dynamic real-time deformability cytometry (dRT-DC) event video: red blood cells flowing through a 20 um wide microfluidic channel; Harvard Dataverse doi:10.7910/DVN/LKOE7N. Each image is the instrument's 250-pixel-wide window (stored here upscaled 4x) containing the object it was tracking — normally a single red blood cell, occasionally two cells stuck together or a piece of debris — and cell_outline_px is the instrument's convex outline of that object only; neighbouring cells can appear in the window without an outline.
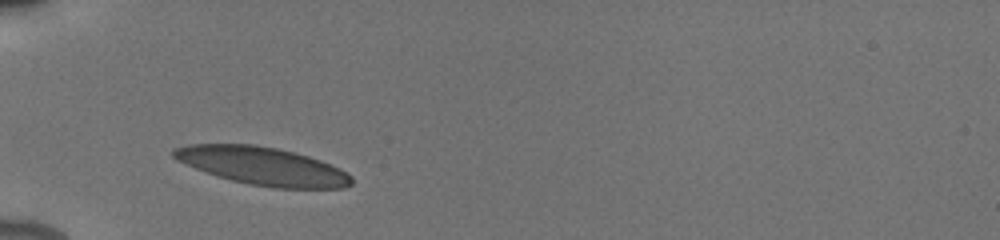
{"species": "human", "species_latin": "Homo sapiens", "temperature_condition": "cold", "stored_images_in_passage": 30, "camera_frame_rate_fps": 3000, "um_per_image_px": 0.085, "donor": {"sex": "male"}, "frame": {"image": 1, "passage_image": 1, "time_ms": 0.0, "image_size_px": [1000, 240], "cell_outline_px": [[352, 184], [344, 188], [272, 188], [248, 184], [216, 176], [176, 160], [172, 156], [172, 148], [192, 144], [252, 144], [276, 148], [308, 156], [320, 160], [348, 172], [352, 176]], "centroid_in_image_um": [22.32, 14.12], "position_along_channel_um": 62.7, "area_um2": 39.25}}
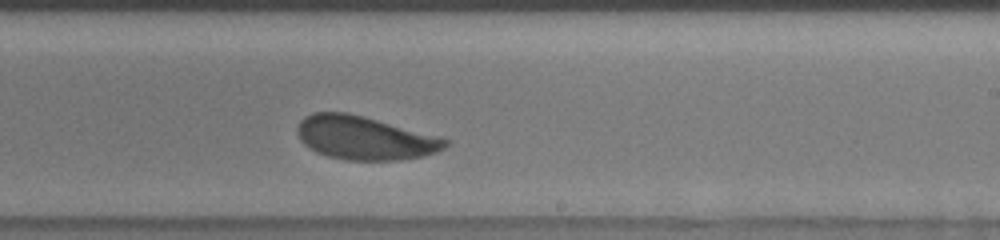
{"frame": {"image": 2, "passage_image": 17, "time_ms": 5.333, "image_size_px": [1000, 240], "cell_outline_px": [[448, 144], [444, 148], [436, 152], [424, 156], [400, 160], [344, 160], [328, 156], [316, 152], [304, 144], [300, 140], [296, 132], [296, 128], [300, 120], [304, 116], [312, 112], [348, 112], [364, 116], [440, 136], [448, 140]], "centroid_in_image_um": [30.98, 11.71], "position_along_channel_um": 258.0, "area_um2": 37.8}}
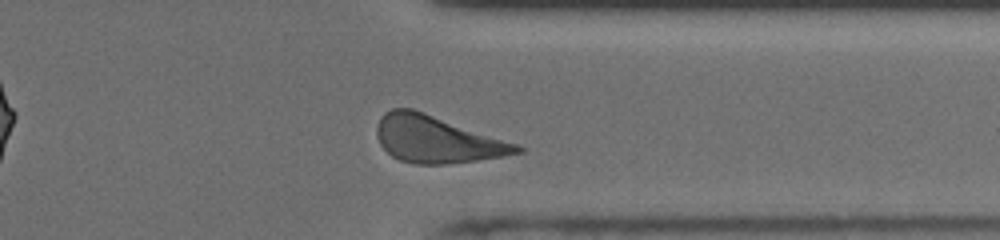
{"frame": {"image": 3, "passage_image": 26, "time_ms": 8.333, "image_size_px": [1000, 240], "cell_outline_px": [[524, 152], [476, 160], [448, 164], [416, 164], [400, 160], [392, 156], [380, 144], [376, 136], [376, 128], [380, 116], [384, 112], [392, 108], [412, 108], [520, 144], [524, 148]], "centroid_in_image_um": [37.13, 11.83], "position_along_channel_um": 374.3, "area_um2": 38.38}, "authors_computed_cell_mechanics": {"area_um2": 37.9457, "velocity_mm_per_s": 3.8608, "shape_relaxation_time_tau1_ms": 2.6886, "shape_relaxation_time_tau2_ms": 1.5789, "deformation_change_tau1": 0.1017, "deformation_change_tau2": 0.0533}}